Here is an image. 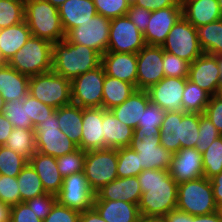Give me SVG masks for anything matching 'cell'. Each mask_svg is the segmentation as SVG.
I'll return each mask as SVG.
<instances>
[{"instance_id":"42","label":"cell","mask_w":222,"mask_h":222,"mask_svg":"<svg viewBox=\"0 0 222 222\" xmlns=\"http://www.w3.org/2000/svg\"><path fill=\"white\" fill-rule=\"evenodd\" d=\"M25 21V3L18 0H0V29Z\"/></svg>"},{"instance_id":"43","label":"cell","mask_w":222,"mask_h":222,"mask_svg":"<svg viewBox=\"0 0 222 222\" xmlns=\"http://www.w3.org/2000/svg\"><path fill=\"white\" fill-rule=\"evenodd\" d=\"M3 115L12 123L14 128L34 129L26 112V97L23 100L14 99L5 102Z\"/></svg>"},{"instance_id":"3","label":"cell","mask_w":222,"mask_h":222,"mask_svg":"<svg viewBox=\"0 0 222 222\" xmlns=\"http://www.w3.org/2000/svg\"><path fill=\"white\" fill-rule=\"evenodd\" d=\"M25 22L32 36L56 43L65 39L58 7L47 0L25 1Z\"/></svg>"},{"instance_id":"38","label":"cell","mask_w":222,"mask_h":222,"mask_svg":"<svg viewBox=\"0 0 222 222\" xmlns=\"http://www.w3.org/2000/svg\"><path fill=\"white\" fill-rule=\"evenodd\" d=\"M211 95L192 81H186L182 97L184 112L203 114Z\"/></svg>"},{"instance_id":"1","label":"cell","mask_w":222,"mask_h":222,"mask_svg":"<svg viewBox=\"0 0 222 222\" xmlns=\"http://www.w3.org/2000/svg\"><path fill=\"white\" fill-rule=\"evenodd\" d=\"M141 216H164L177 207L178 183L169 170L145 169L138 176Z\"/></svg>"},{"instance_id":"35","label":"cell","mask_w":222,"mask_h":222,"mask_svg":"<svg viewBox=\"0 0 222 222\" xmlns=\"http://www.w3.org/2000/svg\"><path fill=\"white\" fill-rule=\"evenodd\" d=\"M203 53L222 54V18L196 28Z\"/></svg>"},{"instance_id":"4","label":"cell","mask_w":222,"mask_h":222,"mask_svg":"<svg viewBox=\"0 0 222 222\" xmlns=\"http://www.w3.org/2000/svg\"><path fill=\"white\" fill-rule=\"evenodd\" d=\"M8 64L29 77L52 70V43L31 36L14 54Z\"/></svg>"},{"instance_id":"22","label":"cell","mask_w":222,"mask_h":222,"mask_svg":"<svg viewBox=\"0 0 222 222\" xmlns=\"http://www.w3.org/2000/svg\"><path fill=\"white\" fill-rule=\"evenodd\" d=\"M142 191L137 176L117 178L95 193L94 200H119L139 204Z\"/></svg>"},{"instance_id":"23","label":"cell","mask_w":222,"mask_h":222,"mask_svg":"<svg viewBox=\"0 0 222 222\" xmlns=\"http://www.w3.org/2000/svg\"><path fill=\"white\" fill-rule=\"evenodd\" d=\"M28 163L39 175L46 193L56 195L63 184V177L57 168L56 158L36 151Z\"/></svg>"},{"instance_id":"55","label":"cell","mask_w":222,"mask_h":222,"mask_svg":"<svg viewBox=\"0 0 222 222\" xmlns=\"http://www.w3.org/2000/svg\"><path fill=\"white\" fill-rule=\"evenodd\" d=\"M10 220L11 222H43L25 202L11 207Z\"/></svg>"},{"instance_id":"19","label":"cell","mask_w":222,"mask_h":222,"mask_svg":"<svg viewBox=\"0 0 222 222\" xmlns=\"http://www.w3.org/2000/svg\"><path fill=\"white\" fill-rule=\"evenodd\" d=\"M169 174L178 184L204 177L202 154L196 148H180L173 154Z\"/></svg>"},{"instance_id":"16","label":"cell","mask_w":222,"mask_h":222,"mask_svg":"<svg viewBox=\"0 0 222 222\" xmlns=\"http://www.w3.org/2000/svg\"><path fill=\"white\" fill-rule=\"evenodd\" d=\"M130 148L137 152L140 165L145 169L169 170L173 154L160 144L159 135L131 139Z\"/></svg>"},{"instance_id":"27","label":"cell","mask_w":222,"mask_h":222,"mask_svg":"<svg viewBox=\"0 0 222 222\" xmlns=\"http://www.w3.org/2000/svg\"><path fill=\"white\" fill-rule=\"evenodd\" d=\"M149 102L150 99L147 91L136 89L121 105L110 109V111L118 120L135 129L138 127L139 120L142 119Z\"/></svg>"},{"instance_id":"29","label":"cell","mask_w":222,"mask_h":222,"mask_svg":"<svg viewBox=\"0 0 222 222\" xmlns=\"http://www.w3.org/2000/svg\"><path fill=\"white\" fill-rule=\"evenodd\" d=\"M29 76L21 74L8 63L0 67V94L5 102L23 100L29 90Z\"/></svg>"},{"instance_id":"61","label":"cell","mask_w":222,"mask_h":222,"mask_svg":"<svg viewBox=\"0 0 222 222\" xmlns=\"http://www.w3.org/2000/svg\"><path fill=\"white\" fill-rule=\"evenodd\" d=\"M195 222H222V213L219 209L211 214L197 215L195 216Z\"/></svg>"},{"instance_id":"47","label":"cell","mask_w":222,"mask_h":222,"mask_svg":"<svg viewBox=\"0 0 222 222\" xmlns=\"http://www.w3.org/2000/svg\"><path fill=\"white\" fill-rule=\"evenodd\" d=\"M97 11L108 19L125 16L130 6L128 0H93Z\"/></svg>"},{"instance_id":"45","label":"cell","mask_w":222,"mask_h":222,"mask_svg":"<svg viewBox=\"0 0 222 222\" xmlns=\"http://www.w3.org/2000/svg\"><path fill=\"white\" fill-rule=\"evenodd\" d=\"M86 151L77 148L75 151L56 158L57 168L63 178L83 172Z\"/></svg>"},{"instance_id":"65","label":"cell","mask_w":222,"mask_h":222,"mask_svg":"<svg viewBox=\"0 0 222 222\" xmlns=\"http://www.w3.org/2000/svg\"><path fill=\"white\" fill-rule=\"evenodd\" d=\"M4 107H5V101L2 95L0 94V114H3Z\"/></svg>"},{"instance_id":"9","label":"cell","mask_w":222,"mask_h":222,"mask_svg":"<svg viewBox=\"0 0 222 222\" xmlns=\"http://www.w3.org/2000/svg\"><path fill=\"white\" fill-rule=\"evenodd\" d=\"M161 47L164 51L170 52L189 63L203 54L196 28L183 16L171 28Z\"/></svg>"},{"instance_id":"30","label":"cell","mask_w":222,"mask_h":222,"mask_svg":"<svg viewBox=\"0 0 222 222\" xmlns=\"http://www.w3.org/2000/svg\"><path fill=\"white\" fill-rule=\"evenodd\" d=\"M32 36L28 24H19L0 29V53L6 63Z\"/></svg>"},{"instance_id":"40","label":"cell","mask_w":222,"mask_h":222,"mask_svg":"<svg viewBox=\"0 0 222 222\" xmlns=\"http://www.w3.org/2000/svg\"><path fill=\"white\" fill-rule=\"evenodd\" d=\"M202 162L205 178L210 179L222 172V135L202 154Z\"/></svg>"},{"instance_id":"6","label":"cell","mask_w":222,"mask_h":222,"mask_svg":"<svg viewBox=\"0 0 222 222\" xmlns=\"http://www.w3.org/2000/svg\"><path fill=\"white\" fill-rule=\"evenodd\" d=\"M28 93L54 109L72 103L71 81L53 70L31 76Z\"/></svg>"},{"instance_id":"53","label":"cell","mask_w":222,"mask_h":222,"mask_svg":"<svg viewBox=\"0 0 222 222\" xmlns=\"http://www.w3.org/2000/svg\"><path fill=\"white\" fill-rule=\"evenodd\" d=\"M222 134V93L211 96L204 113Z\"/></svg>"},{"instance_id":"66","label":"cell","mask_w":222,"mask_h":222,"mask_svg":"<svg viewBox=\"0 0 222 222\" xmlns=\"http://www.w3.org/2000/svg\"><path fill=\"white\" fill-rule=\"evenodd\" d=\"M217 58L220 63V71H221V82H222V54L217 55Z\"/></svg>"},{"instance_id":"41","label":"cell","mask_w":222,"mask_h":222,"mask_svg":"<svg viewBox=\"0 0 222 222\" xmlns=\"http://www.w3.org/2000/svg\"><path fill=\"white\" fill-rule=\"evenodd\" d=\"M199 134V113L186 112L179 123L181 148H196Z\"/></svg>"},{"instance_id":"46","label":"cell","mask_w":222,"mask_h":222,"mask_svg":"<svg viewBox=\"0 0 222 222\" xmlns=\"http://www.w3.org/2000/svg\"><path fill=\"white\" fill-rule=\"evenodd\" d=\"M220 136L221 133L216 129L209 118L205 114L199 113V134L196 141V149L203 154L211 143Z\"/></svg>"},{"instance_id":"32","label":"cell","mask_w":222,"mask_h":222,"mask_svg":"<svg viewBox=\"0 0 222 222\" xmlns=\"http://www.w3.org/2000/svg\"><path fill=\"white\" fill-rule=\"evenodd\" d=\"M136 86L126 81L105 75L103 84L102 108L110 110L121 105L136 90Z\"/></svg>"},{"instance_id":"25","label":"cell","mask_w":222,"mask_h":222,"mask_svg":"<svg viewBox=\"0 0 222 222\" xmlns=\"http://www.w3.org/2000/svg\"><path fill=\"white\" fill-rule=\"evenodd\" d=\"M93 207L107 222H140L139 207L119 200H94Z\"/></svg>"},{"instance_id":"63","label":"cell","mask_w":222,"mask_h":222,"mask_svg":"<svg viewBox=\"0 0 222 222\" xmlns=\"http://www.w3.org/2000/svg\"><path fill=\"white\" fill-rule=\"evenodd\" d=\"M140 222H168L166 215L164 216H141Z\"/></svg>"},{"instance_id":"31","label":"cell","mask_w":222,"mask_h":222,"mask_svg":"<svg viewBox=\"0 0 222 222\" xmlns=\"http://www.w3.org/2000/svg\"><path fill=\"white\" fill-rule=\"evenodd\" d=\"M60 130L80 148L82 136V108L69 104L56 109Z\"/></svg>"},{"instance_id":"50","label":"cell","mask_w":222,"mask_h":222,"mask_svg":"<svg viewBox=\"0 0 222 222\" xmlns=\"http://www.w3.org/2000/svg\"><path fill=\"white\" fill-rule=\"evenodd\" d=\"M0 201L11 207L21 203L17 177L0 175Z\"/></svg>"},{"instance_id":"10","label":"cell","mask_w":222,"mask_h":222,"mask_svg":"<svg viewBox=\"0 0 222 222\" xmlns=\"http://www.w3.org/2000/svg\"><path fill=\"white\" fill-rule=\"evenodd\" d=\"M111 20L96 14L89 20L70 29L65 40L73 44H82L96 50L101 56L107 52Z\"/></svg>"},{"instance_id":"28","label":"cell","mask_w":222,"mask_h":222,"mask_svg":"<svg viewBox=\"0 0 222 222\" xmlns=\"http://www.w3.org/2000/svg\"><path fill=\"white\" fill-rule=\"evenodd\" d=\"M104 149L128 147L133 138L134 129L118 120L110 110L103 108Z\"/></svg>"},{"instance_id":"24","label":"cell","mask_w":222,"mask_h":222,"mask_svg":"<svg viewBox=\"0 0 222 222\" xmlns=\"http://www.w3.org/2000/svg\"><path fill=\"white\" fill-rule=\"evenodd\" d=\"M182 16L195 28L222 18L218 0H182Z\"/></svg>"},{"instance_id":"67","label":"cell","mask_w":222,"mask_h":222,"mask_svg":"<svg viewBox=\"0 0 222 222\" xmlns=\"http://www.w3.org/2000/svg\"><path fill=\"white\" fill-rule=\"evenodd\" d=\"M218 4H219V9H220L221 17H222V0H218Z\"/></svg>"},{"instance_id":"7","label":"cell","mask_w":222,"mask_h":222,"mask_svg":"<svg viewBox=\"0 0 222 222\" xmlns=\"http://www.w3.org/2000/svg\"><path fill=\"white\" fill-rule=\"evenodd\" d=\"M83 172L95 193L104 185L117 179V149L86 151Z\"/></svg>"},{"instance_id":"20","label":"cell","mask_w":222,"mask_h":222,"mask_svg":"<svg viewBox=\"0 0 222 222\" xmlns=\"http://www.w3.org/2000/svg\"><path fill=\"white\" fill-rule=\"evenodd\" d=\"M103 108H82V136L80 149L84 151L104 149Z\"/></svg>"},{"instance_id":"11","label":"cell","mask_w":222,"mask_h":222,"mask_svg":"<svg viewBox=\"0 0 222 222\" xmlns=\"http://www.w3.org/2000/svg\"><path fill=\"white\" fill-rule=\"evenodd\" d=\"M105 70L102 65L71 81L72 104L81 108L102 107Z\"/></svg>"},{"instance_id":"54","label":"cell","mask_w":222,"mask_h":222,"mask_svg":"<svg viewBox=\"0 0 222 222\" xmlns=\"http://www.w3.org/2000/svg\"><path fill=\"white\" fill-rule=\"evenodd\" d=\"M152 11L147 10L143 7L133 5L130 3L129 9L127 11L128 18L133 22V24L144 33L147 25L149 24L150 16Z\"/></svg>"},{"instance_id":"2","label":"cell","mask_w":222,"mask_h":222,"mask_svg":"<svg viewBox=\"0 0 222 222\" xmlns=\"http://www.w3.org/2000/svg\"><path fill=\"white\" fill-rule=\"evenodd\" d=\"M100 65L101 55L90 47L65 39L52 44V70L70 81Z\"/></svg>"},{"instance_id":"33","label":"cell","mask_w":222,"mask_h":222,"mask_svg":"<svg viewBox=\"0 0 222 222\" xmlns=\"http://www.w3.org/2000/svg\"><path fill=\"white\" fill-rule=\"evenodd\" d=\"M185 113L184 111L165 112V117L160 127V144L172 154L177 153L181 148L179 123Z\"/></svg>"},{"instance_id":"36","label":"cell","mask_w":222,"mask_h":222,"mask_svg":"<svg viewBox=\"0 0 222 222\" xmlns=\"http://www.w3.org/2000/svg\"><path fill=\"white\" fill-rule=\"evenodd\" d=\"M4 146L29 161L36 152L34 129L14 128Z\"/></svg>"},{"instance_id":"56","label":"cell","mask_w":222,"mask_h":222,"mask_svg":"<svg viewBox=\"0 0 222 222\" xmlns=\"http://www.w3.org/2000/svg\"><path fill=\"white\" fill-rule=\"evenodd\" d=\"M132 4L155 11L170 6H182V0H134Z\"/></svg>"},{"instance_id":"14","label":"cell","mask_w":222,"mask_h":222,"mask_svg":"<svg viewBox=\"0 0 222 222\" xmlns=\"http://www.w3.org/2000/svg\"><path fill=\"white\" fill-rule=\"evenodd\" d=\"M188 80L211 96L222 93L220 63L216 55L203 53L189 65Z\"/></svg>"},{"instance_id":"60","label":"cell","mask_w":222,"mask_h":222,"mask_svg":"<svg viewBox=\"0 0 222 222\" xmlns=\"http://www.w3.org/2000/svg\"><path fill=\"white\" fill-rule=\"evenodd\" d=\"M80 222H107L105 221L97 210L92 207L80 213Z\"/></svg>"},{"instance_id":"57","label":"cell","mask_w":222,"mask_h":222,"mask_svg":"<svg viewBox=\"0 0 222 222\" xmlns=\"http://www.w3.org/2000/svg\"><path fill=\"white\" fill-rule=\"evenodd\" d=\"M216 206L222 208V172L210 178Z\"/></svg>"},{"instance_id":"37","label":"cell","mask_w":222,"mask_h":222,"mask_svg":"<svg viewBox=\"0 0 222 222\" xmlns=\"http://www.w3.org/2000/svg\"><path fill=\"white\" fill-rule=\"evenodd\" d=\"M21 202H26L34 197L46 194L41 179L33 167L27 163L17 176Z\"/></svg>"},{"instance_id":"26","label":"cell","mask_w":222,"mask_h":222,"mask_svg":"<svg viewBox=\"0 0 222 222\" xmlns=\"http://www.w3.org/2000/svg\"><path fill=\"white\" fill-rule=\"evenodd\" d=\"M58 12L65 34L97 14L93 0H66Z\"/></svg>"},{"instance_id":"34","label":"cell","mask_w":222,"mask_h":222,"mask_svg":"<svg viewBox=\"0 0 222 222\" xmlns=\"http://www.w3.org/2000/svg\"><path fill=\"white\" fill-rule=\"evenodd\" d=\"M165 110L158 105L149 102L139 120L138 127L134 129L133 136L142 140V137H154L160 134V127L165 117Z\"/></svg>"},{"instance_id":"58","label":"cell","mask_w":222,"mask_h":222,"mask_svg":"<svg viewBox=\"0 0 222 222\" xmlns=\"http://www.w3.org/2000/svg\"><path fill=\"white\" fill-rule=\"evenodd\" d=\"M13 129L12 123L3 114H0V146L6 143Z\"/></svg>"},{"instance_id":"21","label":"cell","mask_w":222,"mask_h":222,"mask_svg":"<svg viewBox=\"0 0 222 222\" xmlns=\"http://www.w3.org/2000/svg\"><path fill=\"white\" fill-rule=\"evenodd\" d=\"M105 74L136 86L137 54L106 52L101 56Z\"/></svg>"},{"instance_id":"13","label":"cell","mask_w":222,"mask_h":222,"mask_svg":"<svg viewBox=\"0 0 222 222\" xmlns=\"http://www.w3.org/2000/svg\"><path fill=\"white\" fill-rule=\"evenodd\" d=\"M94 199L95 192L90 188L84 172L63 178L62 187L56 194L58 203L79 212L92 208Z\"/></svg>"},{"instance_id":"68","label":"cell","mask_w":222,"mask_h":222,"mask_svg":"<svg viewBox=\"0 0 222 222\" xmlns=\"http://www.w3.org/2000/svg\"><path fill=\"white\" fill-rule=\"evenodd\" d=\"M4 64H6V62L4 61V59L2 58L1 53H0V67Z\"/></svg>"},{"instance_id":"52","label":"cell","mask_w":222,"mask_h":222,"mask_svg":"<svg viewBox=\"0 0 222 222\" xmlns=\"http://www.w3.org/2000/svg\"><path fill=\"white\" fill-rule=\"evenodd\" d=\"M80 213L56 202L43 222H80Z\"/></svg>"},{"instance_id":"59","label":"cell","mask_w":222,"mask_h":222,"mask_svg":"<svg viewBox=\"0 0 222 222\" xmlns=\"http://www.w3.org/2000/svg\"><path fill=\"white\" fill-rule=\"evenodd\" d=\"M166 217L168 222H195V216L178 209L170 211Z\"/></svg>"},{"instance_id":"64","label":"cell","mask_w":222,"mask_h":222,"mask_svg":"<svg viewBox=\"0 0 222 222\" xmlns=\"http://www.w3.org/2000/svg\"><path fill=\"white\" fill-rule=\"evenodd\" d=\"M49 3H51L53 6L59 7L62 5L66 0H47Z\"/></svg>"},{"instance_id":"12","label":"cell","mask_w":222,"mask_h":222,"mask_svg":"<svg viewBox=\"0 0 222 222\" xmlns=\"http://www.w3.org/2000/svg\"><path fill=\"white\" fill-rule=\"evenodd\" d=\"M145 45L143 33L127 15L111 19L107 52L137 54Z\"/></svg>"},{"instance_id":"44","label":"cell","mask_w":222,"mask_h":222,"mask_svg":"<svg viewBox=\"0 0 222 222\" xmlns=\"http://www.w3.org/2000/svg\"><path fill=\"white\" fill-rule=\"evenodd\" d=\"M28 161L15 151L0 146V174L17 177Z\"/></svg>"},{"instance_id":"62","label":"cell","mask_w":222,"mask_h":222,"mask_svg":"<svg viewBox=\"0 0 222 222\" xmlns=\"http://www.w3.org/2000/svg\"><path fill=\"white\" fill-rule=\"evenodd\" d=\"M11 206L0 201V222L10 220Z\"/></svg>"},{"instance_id":"18","label":"cell","mask_w":222,"mask_h":222,"mask_svg":"<svg viewBox=\"0 0 222 222\" xmlns=\"http://www.w3.org/2000/svg\"><path fill=\"white\" fill-rule=\"evenodd\" d=\"M182 17V6H170L152 11L143 33L146 45L162 46L171 28Z\"/></svg>"},{"instance_id":"5","label":"cell","mask_w":222,"mask_h":222,"mask_svg":"<svg viewBox=\"0 0 222 222\" xmlns=\"http://www.w3.org/2000/svg\"><path fill=\"white\" fill-rule=\"evenodd\" d=\"M176 209L192 216L207 215L218 211L210 179L201 177L179 183Z\"/></svg>"},{"instance_id":"51","label":"cell","mask_w":222,"mask_h":222,"mask_svg":"<svg viewBox=\"0 0 222 222\" xmlns=\"http://www.w3.org/2000/svg\"><path fill=\"white\" fill-rule=\"evenodd\" d=\"M56 202V195L46 193L41 196L34 197L25 203L36 213L37 217H39L41 220H44L51 212Z\"/></svg>"},{"instance_id":"15","label":"cell","mask_w":222,"mask_h":222,"mask_svg":"<svg viewBox=\"0 0 222 222\" xmlns=\"http://www.w3.org/2000/svg\"><path fill=\"white\" fill-rule=\"evenodd\" d=\"M165 77L163 70V48L145 45L137 53L136 88L147 90Z\"/></svg>"},{"instance_id":"49","label":"cell","mask_w":222,"mask_h":222,"mask_svg":"<svg viewBox=\"0 0 222 222\" xmlns=\"http://www.w3.org/2000/svg\"><path fill=\"white\" fill-rule=\"evenodd\" d=\"M55 111L56 109L52 106L40 102L29 93L26 95V112L27 116L30 117L33 128L49 118Z\"/></svg>"},{"instance_id":"39","label":"cell","mask_w":222,"mask_h":222,"mask_svg":"<svg viewBox=\"0 0 222 222\" xmlns=\"http://www.w3.org/2000/svg\"><path fill=\"white\" fill-rule=\"evenodd\" d=\"M143 171L138 154L132 148L117 149V175L118 178L138 176Z\"/></svg>"},{"instance_id":"17","label":"cell","mask_w":222,"mask_h":222,"mask_svg":"<svg viewBox=\"0 0 222 222\" xmlns=\"http://www.w3.org/2000/svg\"><path fill=\"white\" fill-rule=\"evenodd\" d=\"M188 78L164 77L146 91L150 102L166 112L183 111L182 97Z\"/></svg>"},{"instance_id":"8","label":"cell","mask_w":222,"mask_h":222,"mask_svg":"<svg viewBox=\"0 0 222 222\" xmlns=\"http://www.w3.org/2000/svg\"><path fill=\"white\" fill-rule=\"evenodd\" d=\"M36 151L55 158L75 151L78 146L63 133L56 111L34 127Z\"/></svg>"},{"instance_id":"48","label":"cell","mask_w":222,"mask_h":222,"mask_svg":"<svg viewBox=\"0 0 222 222\" xmlns=\"http://www.w3.org/2000/svg\"><path fill=\"white\" fill-rule=\"evenodd\" d=\"M190 63L163 50V70L165 77L187 78Z\"/></svg>"}]
</instances>
